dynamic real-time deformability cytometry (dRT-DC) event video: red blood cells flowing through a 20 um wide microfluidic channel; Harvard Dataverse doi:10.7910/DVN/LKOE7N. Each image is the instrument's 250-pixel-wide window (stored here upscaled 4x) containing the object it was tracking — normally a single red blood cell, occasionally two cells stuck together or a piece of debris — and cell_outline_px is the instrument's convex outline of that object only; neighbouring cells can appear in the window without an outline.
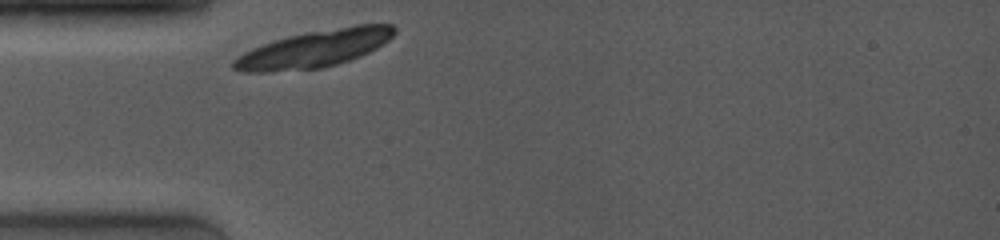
{"species": "common noctule bat (a hibernating species)", "species_latin": "Nyctalus noctula", "temperature_condition": "room temperature", "stored_images_in_passage": 1, "camera_frame_rate_fps": 4000, "um_per_image_px": 0.085, "animal": {"sex": "female", "body_mass_g": 19.0, "forearm_length_mm": 53.3}, "frame": {"image": 1, "passage_image": 1, "time_ms": 0.0, "image_size_px": [1000, 240], "cell_outline_px": [[396, 32], [388, 40], [376, 48], [360, 56], [324, 68], [268, 72], [244, 72], [232, 68], [232, 60], [236, 56], [252, 48], [288, 36], [304, 32], [356, 24], [392, 24], [396, 28]], "centroid_in_image_um": [26.72, 4.14], "position_along_channel_um": 58.3, "area_um2": 34.85}}